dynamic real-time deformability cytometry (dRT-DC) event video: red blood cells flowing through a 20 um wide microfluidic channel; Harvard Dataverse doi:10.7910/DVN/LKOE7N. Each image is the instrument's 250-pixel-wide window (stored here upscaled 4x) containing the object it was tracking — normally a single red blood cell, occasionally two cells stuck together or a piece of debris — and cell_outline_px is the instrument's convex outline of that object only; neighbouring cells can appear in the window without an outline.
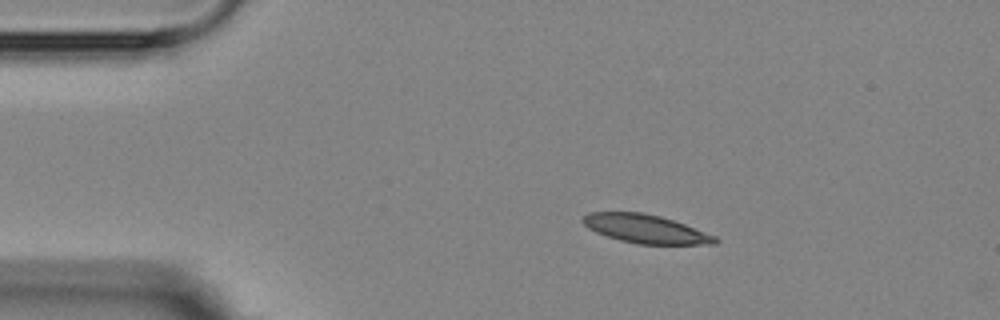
{"species": "Egyptian fruit bat (a non-hibernating species)", "species_latin": "Rousettus aegyptiacus", "temperature_condition": "room temperature", "stored_images_in_passage": 8, "camera_frame_rate_fps": 3000, "um_per_image_px": 0.085, "animal": {"sex": "female"}, "frame": {"image": 1, "passage_image": 1, "time_ms": 0.0, "image_size_px": [1000, 320], "cell_outline_px": [[720, 240], [716, 244], [636, 244], [620, 240], [596, 232], [588, 228], [580, 220], [588, 212], [644, 212], [660, 216], [684, 224], [716, 236]], "centroid_in_image_um": [54.87, 19.45], "position_along_channel_um": 30.1, "area_um2": 21.96}}
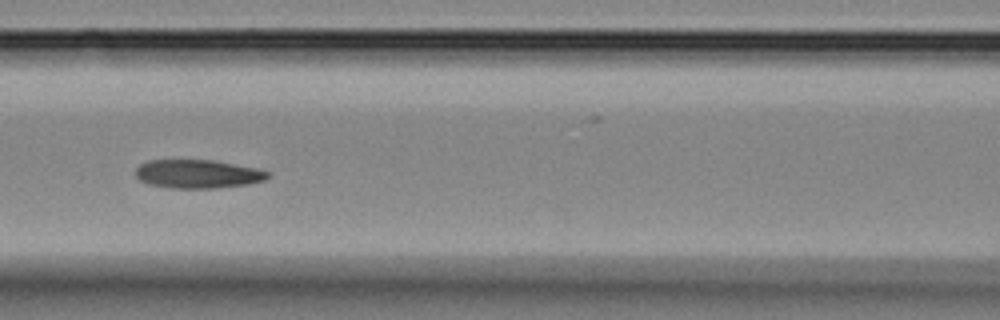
{"frame": {"image": 2, "passage_image": 5, "time_ms": 4.667, "image_size_px": [1000, 320], "cell_outline_px": [[272, 176], [264, 180], [248, 184], [216, 188], [172, 188], [148, 184], [140, 180], [136, 176], [136, 168], [140, 164], [148, 160], [212, 160], [256, 168], [268, 172]], "centroid_in_image_um": [16.8, 14.79], "position_along_channel_um": 149.8, "area_um2": 21.96}}
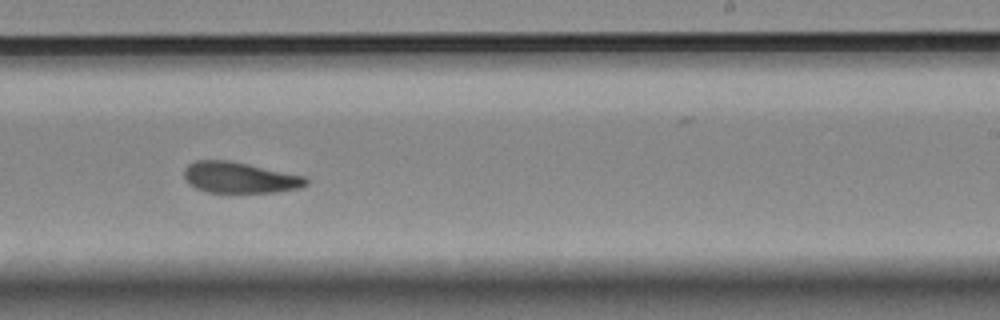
{"frame": {"image": 3, "passage_image": 8, "time_ms": 8.0, "image_size_px": [1000, 320], "cell_outline_px": [[308, 184], [300, 188], [276, 192], [208, 192], [196, 188], [188, 184], [184, 176], [184, 168], [188, 164], [196, 160], [228, 160], [248, 164], [304, 176], [308, 180]], "centroid_in_image_um": [20.35, 15.09], "position_along_channel_um": 268.7, "area_um2": 21.96}}